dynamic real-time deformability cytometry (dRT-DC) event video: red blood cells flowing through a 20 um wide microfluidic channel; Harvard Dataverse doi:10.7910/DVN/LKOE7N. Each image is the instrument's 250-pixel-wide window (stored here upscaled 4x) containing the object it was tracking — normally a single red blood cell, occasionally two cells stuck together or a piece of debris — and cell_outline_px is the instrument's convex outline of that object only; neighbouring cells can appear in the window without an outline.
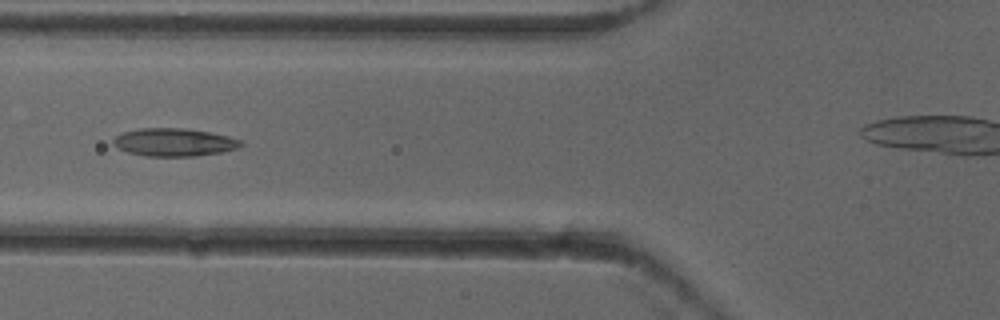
{"species": "common noctule bat (a hibernating species)", "species_latin": "Nyctalus noctula", "temperature_condition": "cold", "stored_images_in_passage": 30, "camera_frame_rate_fps": 3000, "um_per_image_px": 0.085, "animal": {"sex": "female"}, "frame": {"image": 1, "passage_image": 5, "time_ms": 1.333, "image_size_px": [1000, 320], "cell_outline_px": [[244, 144], [236, 148], [220, 152], [196, 156], [144, 156], [128, 152], [116, 148], [112, 144], [112, 140], [116, 136], [124, 132], [140, 128], [184, 128], [208, 132], [228, 136], [240, 140]], "centroid_in_image_um": [14.75, 12.09], "position_along_channel_um": 111.1, "area_um2": 20.69}}
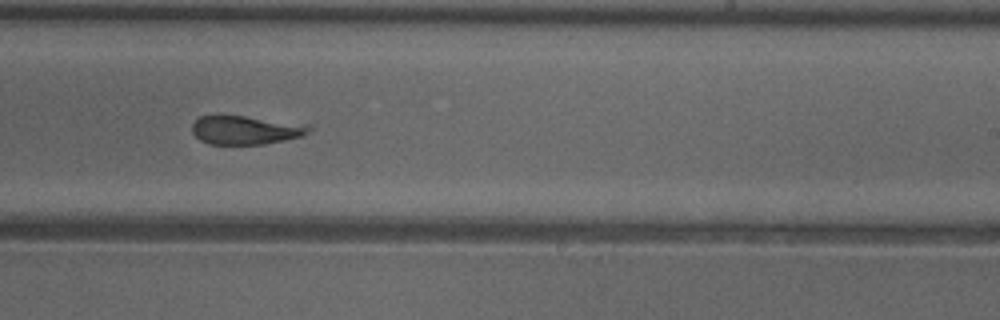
{"frame": {"image": 2, "passage_image": 17, "time_ms": 5.333, "image_size_px": [1000, 320], "cell_outline_px": [[312, 128], [304, 136], [264, 144], [208, 144], [200, 140], [192, 132], [192, 124], [200, 116], [216, 112], [220, 112], [308, 124]], "centroid_in_image_um": [20.84, 11.0], "position_along_channel_um": 268.2, "area_um2": 20.4}}
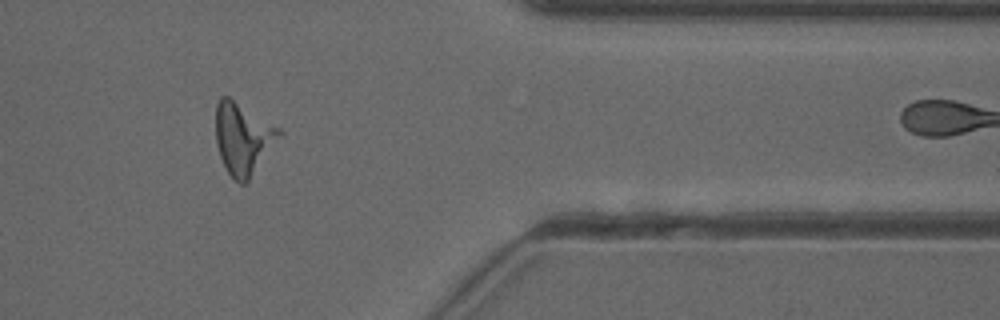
{"frame": {"image": 3, "passage_image": 28, "time_ms": 9.0, "image_size_px": [1000, 320], "cell_outline_px": [[284, 132], [248, 180], [244, 184], [240, 184], [228, 172], [220, 156], [216, 144], [216, 104], [220, 96], [228, 96], [280, 128]], "centroid_in_image_um": [20.64, 11.74], "position_along_channel_um": 390.8, "area_um2": 26.13}}